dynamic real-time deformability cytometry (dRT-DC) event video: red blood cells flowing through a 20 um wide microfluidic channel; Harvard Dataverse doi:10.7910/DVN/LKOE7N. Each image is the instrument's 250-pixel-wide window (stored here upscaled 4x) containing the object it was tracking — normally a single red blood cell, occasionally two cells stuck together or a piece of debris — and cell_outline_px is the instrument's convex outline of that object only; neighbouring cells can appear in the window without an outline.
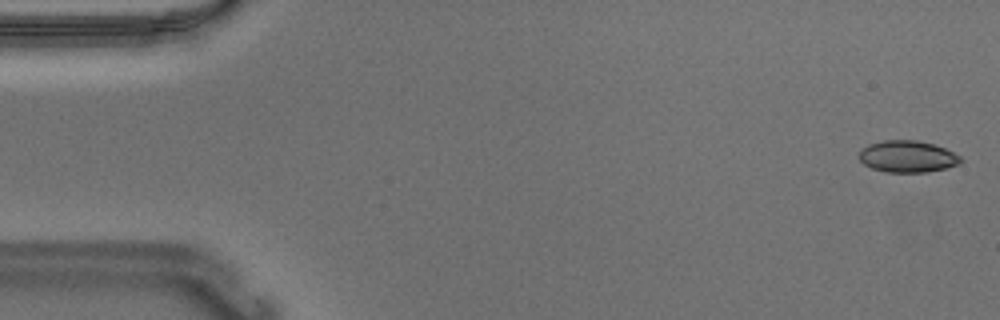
{"species": "Egyptian fruit bat (a non-hibernating species)", "species_latin": "Rousettus aegyptiacus", "temperature_condition": "warm", "stored_images_in_passage": 55, "camera_frame_rate_fps": 3000, "um_per_image_px": 0.085, "animal": {"sex": "male"}, "frame": {"image": 1, "passage_image": 1, "time_ms": 0.0, "image_size_px": [1000, 320], "cell_outline_px": [[964, 160], [960, 164], [944, 168], [924, 172], [888, 172], [872, 168], [864, 164], [860, 160], [860, 148], [868, 144], [884, 140], [916, 140], [932, 144], [944, 148], [960, 156]], "centroid_in_image_um": [77.13, 13.3], "position_along_channel_um": 7.9, "area_um2": 18.67}}
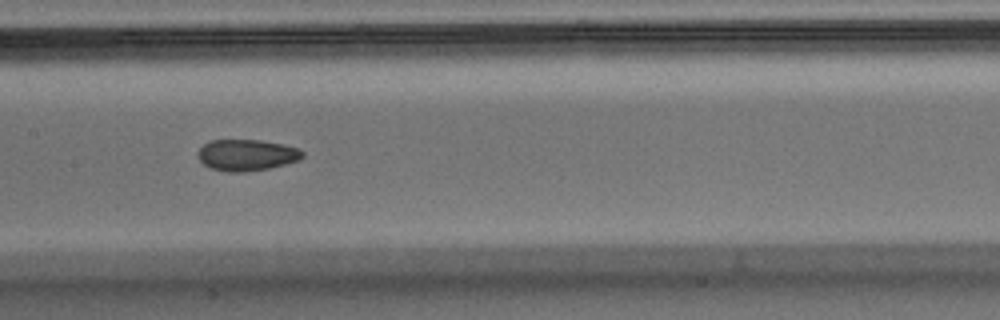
{"frame": {"image": 2, "passage_image": 26, "time_ms": 8.333, "image_size_px": [1000, 320], "cell_outline_px": [[304, 156], [296, 160], [284, 164], [268, 168], [244, 172], [228, 172], [212, 168], [204, 164], [196, 156], [196, 152], [204, 144], [212, 140], [260, 140], [300, 148], [304, 152]], "centroid_in_image_um": [20.94, 13.17], "position_along_channel_um": 186.5, "area_um2": 18.96}}
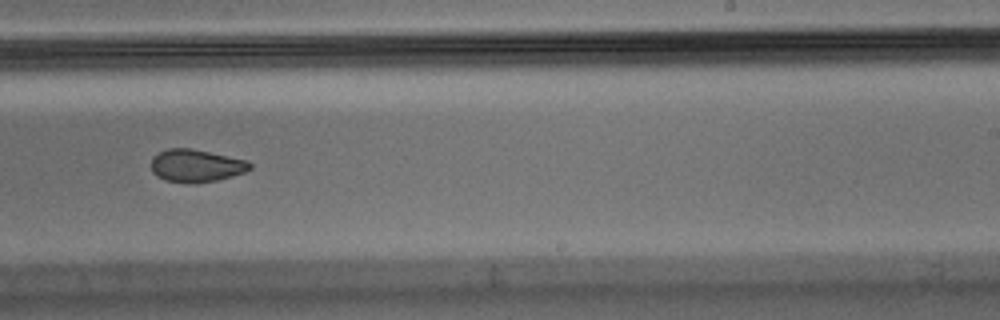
{"frame": {"image": 3, "passage_image": 33, "time_ms": 10.667, "image_size_px": [1000, 320], "cell_outline_px": [[252, 168], [244, 172], [232, 176], [216, 180], [196, 184], [188, 184], [164, 180], [156, 176], [152, 172], [152, 156], [168, 148], [192, 148], [248, 160], [252, 164]], "centroid_in_image_um": [16.67, 14.09], "position_along_channel_um": 272.3, "area_um2": 19.07}}